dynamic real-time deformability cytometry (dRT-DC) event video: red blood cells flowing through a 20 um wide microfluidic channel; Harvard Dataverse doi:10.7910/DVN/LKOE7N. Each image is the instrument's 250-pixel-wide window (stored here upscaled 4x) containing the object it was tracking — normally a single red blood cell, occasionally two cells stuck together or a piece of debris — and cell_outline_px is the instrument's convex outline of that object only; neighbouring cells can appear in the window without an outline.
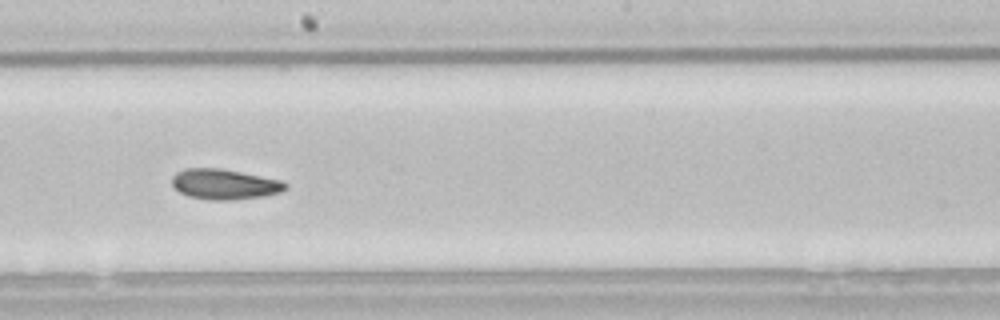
{"species": "common noctule bat (a hibernating species)", "species_latin": "Nyctalus noctula", "temperature_condition": "room temperature", "stored_images_in_passage": 20, "camera_frame_rate_fps": 3000, "um_per_image_px": 0.085, "animal": {"sex": "male", "body_mass_g": 21.5, "forearm_length_mm": 52.0}, "frame": {"image": 1, "passage_image": 17, "time_ms": 5.333, "image_size_px": [1000, 320], "cell_outline_px": [[288, 188], [280, 192], [264, 196], [228, 200], [212, 200], [188, 196], [180, 192], [172, 184], [172, 176], [176, 172], [184, 168], [220, 168], [284, 180], [288, 184]], "centroid_in_image_um": [19.11, 15.65], "position_along_channel_um": 229.1, "area_um2": 20.17}}